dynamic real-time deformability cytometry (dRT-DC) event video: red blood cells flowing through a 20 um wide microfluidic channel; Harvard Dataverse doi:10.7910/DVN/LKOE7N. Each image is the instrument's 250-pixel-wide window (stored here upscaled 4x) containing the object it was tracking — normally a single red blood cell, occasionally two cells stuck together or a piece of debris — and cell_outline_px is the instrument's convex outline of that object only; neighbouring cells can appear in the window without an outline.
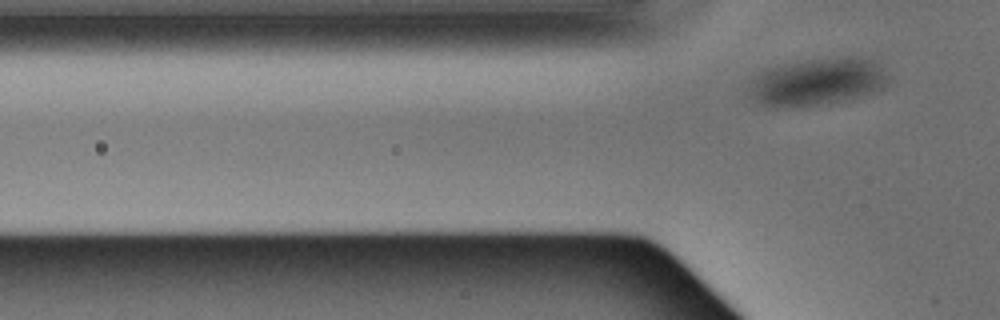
{"species": "Egyptian fruit bat (a non-hibernating species)", "species_latin": "Rousettus aegyptiacus", "temperature_condition": "warm", "stored_images_in_passage": 2, "camera_frame_rate_fps": 3000, "um_per_image_px": 0.085, "animal": {"sex": "male"}, "frame": {"image": 1, "passage_image": 2, "time_ms": 0.333, "image_size_px": [1000, 320], "cell_outline_px": [[884, 80], [880, 88], [872, 92], [844, 100], [804, 108], [776, 108], [760, 104], [752, 100], [752, 88], [756, 80], [764, 72], [772, 68], [792, 64], [816, 60], [848, 56], [856, 56], [876, 60], [884, 76]], "centroid_in_image_um": [69.48, 7.0], "position_along_channel_um": 56.3, "area_um2": 36.99}}